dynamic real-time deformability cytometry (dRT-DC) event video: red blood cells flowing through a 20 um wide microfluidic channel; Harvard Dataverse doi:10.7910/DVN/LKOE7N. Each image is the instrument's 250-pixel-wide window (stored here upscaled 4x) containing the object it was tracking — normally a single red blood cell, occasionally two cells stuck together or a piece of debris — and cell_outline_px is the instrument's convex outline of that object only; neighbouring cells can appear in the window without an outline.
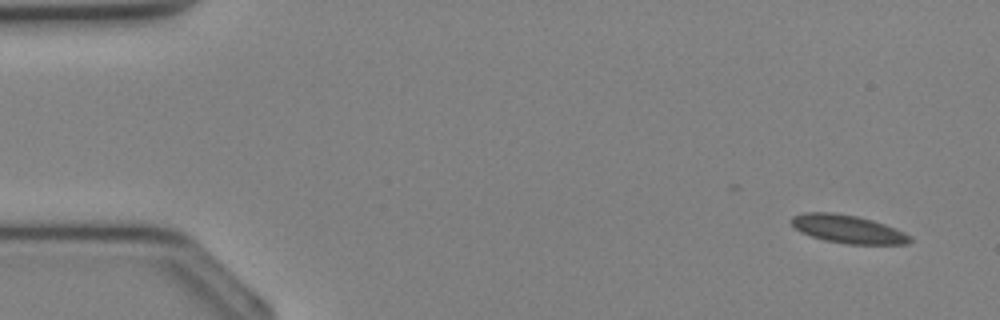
{"species": "Egyptian fruit bat (a non-hibernating species)", "species_latin": "Rousettus aegyptiacus", "temperature_condition": "cold", "stored_images_in_passage": 20, "camera_frame_rate_fps": 3000, "um_per_image_px": 0.085, "animal": {"sex": "female"}, "frame": {"image": 1, "passage_image": 3, "time_ms": 0.667, "image_size_px": [1000, 320], "cell_outline_px": [[912, 240], [908, 244], [848, 244], [824, 240], [800, 232], [792, 224], [792, 216], [804, 212], [832, 212], [856, 216], [872, 220], [896, 228], [912, 236]], "centroid_in_image_um": [72.09, 19.47], "position_along_channel_um": 12.9, "area_um2": 19.42}}
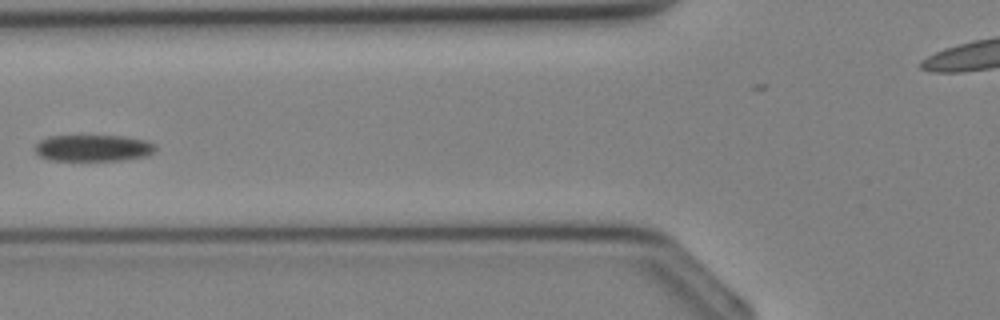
{"frame": {"image": 2, "passage_image": 15, "time_ms": 4.667, "image_size_px": [1000, 320], "cell_outline_px": [[156, 148], [148, 156], [120, 160], [48, 160], [40, 156], [36, 152], [36, 144], [40, 140], [48, 136], [124, 136], [144, 140], [156, 144]], "centroid_in_image_um": [7.92, 12.58], "position_along_channel_um": 117.9, "area_um2": 18.55}}
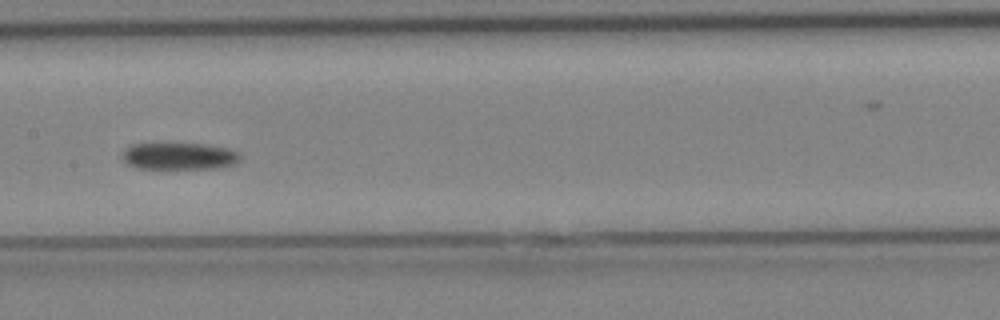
{"frame": {"image": 3, "passage_image": 19, "time_ms": 6.0, "image_size_px": [1000, 320], "cell_outline_px": [[240, 160], [232, 164], [216, 168], [136, 168], [128, 164], [120, 156], [124, 148], [132, 144], [204, 144], [228, 148], [240, 152]], "centroid_in_image_um": [15.2, 13.26], "position_along_channel_um": 192.2, "area_um2": 18.44}}